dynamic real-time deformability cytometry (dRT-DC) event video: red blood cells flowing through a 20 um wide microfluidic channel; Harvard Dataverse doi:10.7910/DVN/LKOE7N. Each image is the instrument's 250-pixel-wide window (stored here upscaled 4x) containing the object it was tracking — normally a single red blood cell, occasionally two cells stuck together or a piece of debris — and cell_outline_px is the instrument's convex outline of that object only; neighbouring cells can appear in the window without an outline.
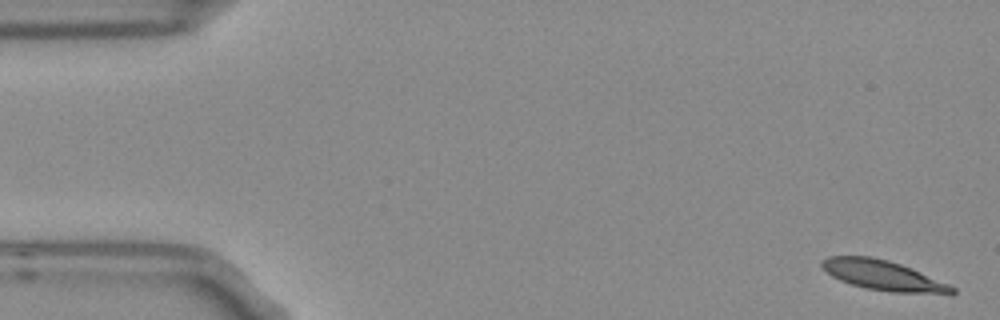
{"species": "Egyptian fruit bat (a non-hibernating species)", "species_latin": "Rousettus aegyptiacus", "temperature_condition": "room temperature", "stored_images_in_passage": 4, "camera_frame_rate_fps": 3000, "um_per_image_px": 0.085, "frame": {"image": 1, "passage_image": 1, "time_ms": 0.0, "image_size_px": [1000, 320], "cell_outline_px": [[956, 292], [952, 296], [892, 292], [864, 288], [840, 280], [832, 276], [820, 264], [820, 260], [828, 256], [872, 256], [888, 260], [912, 268], [948, 284], [956, 288]], "centroid_in_image_um": [75.15, 23.43], "position_along_channel_um": 9.9, "area_um2": 23.12}}
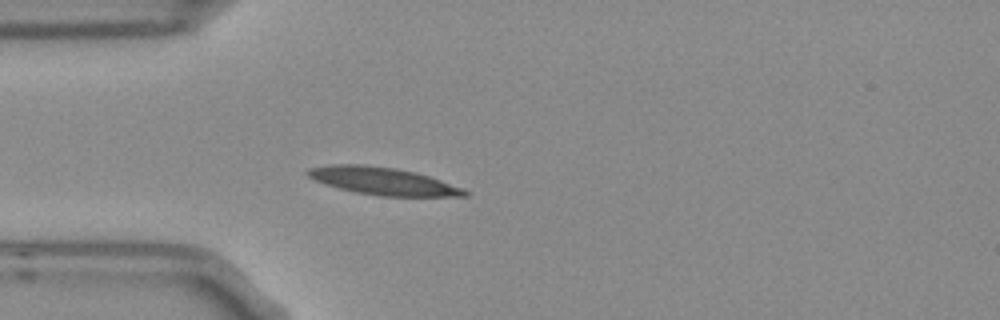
{"frame": {"image": 2, "passage_image": 4, "time_ms": 1.0, "image_size_px": [1000, 320], "cell_outline_px": [[468, 196], [380, 196], [356, 192], [324, 184], [308, 176], [304, 172], [308, 168], [332, 164], [364, 164], [396, 168], [428, 176], [464, 188], [468, 192]], "centroid_in_image_um": [32.52, 15.38], "position_along_channel_um": 52.5, "area_um2": 24.97}}